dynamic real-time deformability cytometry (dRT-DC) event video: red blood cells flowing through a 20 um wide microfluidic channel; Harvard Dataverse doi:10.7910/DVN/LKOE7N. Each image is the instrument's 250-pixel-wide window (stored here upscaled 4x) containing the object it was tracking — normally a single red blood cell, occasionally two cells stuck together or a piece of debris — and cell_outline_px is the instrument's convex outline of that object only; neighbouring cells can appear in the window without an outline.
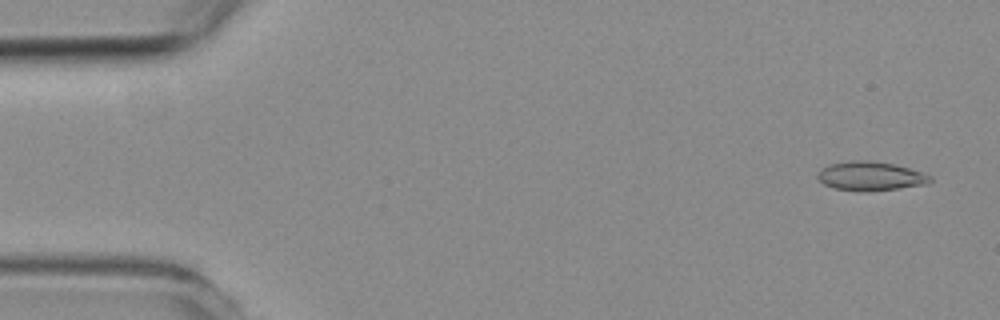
{"species": "common noctule bat (a hibernating species)", "species_latin": "Nyctalus noctula", "temperature_condition": "room temperature", "stored_images_in_passage": 5, "camera_frame_rate_fps": 3000, "um_per_image_px": 0.085, "animal": {"sex": "female", "body_mass_g": 19.3, "forearm_length_mm": 54.1}, "frame": {"image": 1, "passage_image": 1, "time_ms": 0.0, "image_size_px": [1000, 320], "cell_outline_px": [[932, 180], [928, 184], [868, 192], [836, 188], [824, 184], [816, 176], [828, 164], [852, 160], [872, 160], [896, 164], [924, 172], [932, 176]], "centroid_in_image_um": [74.05, 14.95], "position_along_channel_um": 10.9, "area_um2": 19.13}}
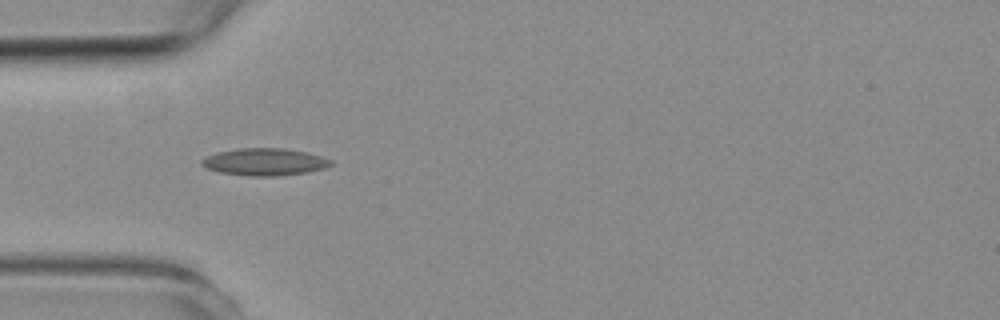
{"frame": {"image": 2, "passage_image": 4, "time_ms": 4.667, "image_size_px": [1000, 320], "cell_outline_px": [[332, 164], [324, 168], [308, 172], [276, 176], [252, 176], [220, 172], [204, 168], [200, 164], [200, 160], [204, 156], [216, 152], [240, 148], [284, 148], [308, 152], [332, 160]], "centroid_in_image_um": [22.45, 13.75], "position_along_channel_um": 62.6, "area_um2": 20.63}}
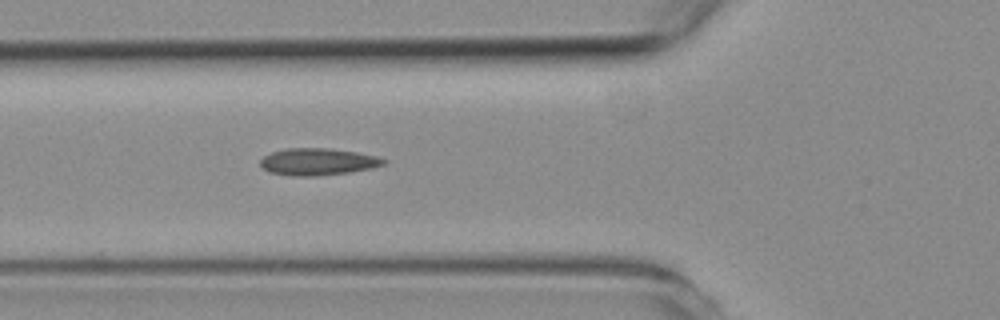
{"frame": {"image": 3, "passage_image": 5, "time_ms": 5.667, "image_size_px": [1000, 320], "cell_outline_px": [[388, 160], [384, 164], [372, 168], [348, 172], [316, 176], [288, 176], [268, 172], [260, 164], [260, 160], [264, 156], [272, 152], [288, 148], [332, 148], [356, 152], [376, 156]], "centroid_in_image_um": [27.0, 13.75], "position_along_channel_um": 98.8, "area_um2": 19.42}}